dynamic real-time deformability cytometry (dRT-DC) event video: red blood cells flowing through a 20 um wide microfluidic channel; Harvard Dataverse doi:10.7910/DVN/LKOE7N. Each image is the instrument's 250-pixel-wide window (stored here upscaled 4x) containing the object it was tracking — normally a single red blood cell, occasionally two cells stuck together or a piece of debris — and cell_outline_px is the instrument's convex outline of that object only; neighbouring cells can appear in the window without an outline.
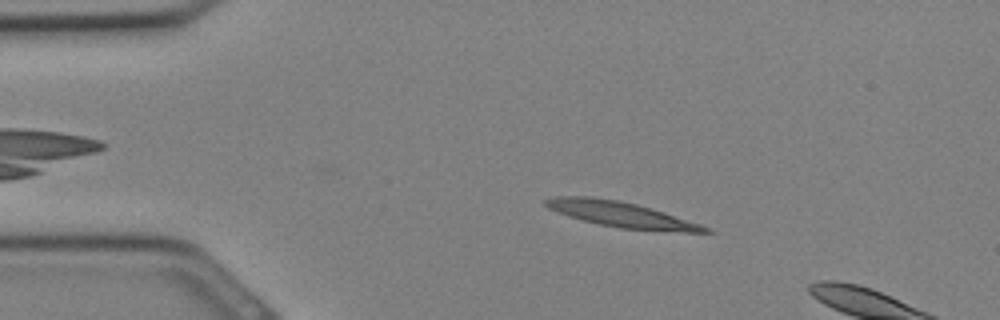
{"species": "Egyptian fruit bat (a non-hibernating species)", "species_latin": "Rousettus aegyptiacus", "temperature_condition": "cold", "stored_images_in_passage": 7, "camera_frame_rate_fps": 3000, "um_per_image_px": 0.085, "animal": {"sex": "female"}, "frame": {"image": 1, "passage_image": 5, "time_ms": 1.333, "image_size_px": [1000, 320], "cell_outline_px": [[716, 232], [684, 232], [620, 228], [600, 224], [568, 216], [548, 208], [544, 204], [544, 200], [552, 196], [592, 196], [616, 200], [636, 204], [652, 208], [700, 224]], "centroid_in_image_um": [52.77, 18.22], "position_along_channel_um": 32.2, "area_um2": 23.41}}